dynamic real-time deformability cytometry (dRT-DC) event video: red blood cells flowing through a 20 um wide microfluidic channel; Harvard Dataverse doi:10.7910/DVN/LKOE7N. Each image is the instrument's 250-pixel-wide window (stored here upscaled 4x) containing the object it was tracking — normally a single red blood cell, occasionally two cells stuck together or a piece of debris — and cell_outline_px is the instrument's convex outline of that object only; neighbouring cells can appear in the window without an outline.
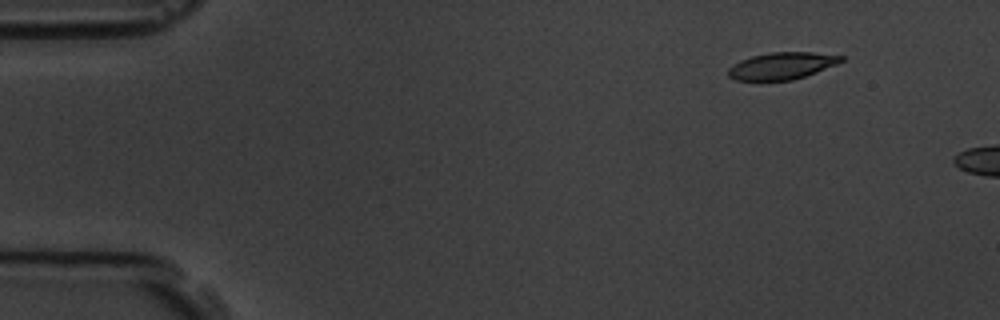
{"species": "common noctule bat (a hibernating species)", "species_latin": "Nyctalus noctula", "temperature_condition": "room temperature", "stored_images_in_passage": 2, "camera_frame_rate_fps": 3000, "um_per_image_px": 0.085, "animal": {"sex": "male", "body_mass_g": 19.5, "forearm_length_mm": 54.6}, "frame": {"image": 1, "passage_image": 1, "time_ms": 0.0, "image_size_px": [1000, 320], "cell_outline_px": [[844, 60], [836, 64], [816, 72], [792, 80], [736, 80], [728, 76], [728, 68], [732, 64], [740, 60], [752, 56], [768, 52], [812, 52], [844, 56]], "centroid_in_image_um": [66.43, 5.58], "position_along_channel_um": 18.6, "area_um2": 17.69}}